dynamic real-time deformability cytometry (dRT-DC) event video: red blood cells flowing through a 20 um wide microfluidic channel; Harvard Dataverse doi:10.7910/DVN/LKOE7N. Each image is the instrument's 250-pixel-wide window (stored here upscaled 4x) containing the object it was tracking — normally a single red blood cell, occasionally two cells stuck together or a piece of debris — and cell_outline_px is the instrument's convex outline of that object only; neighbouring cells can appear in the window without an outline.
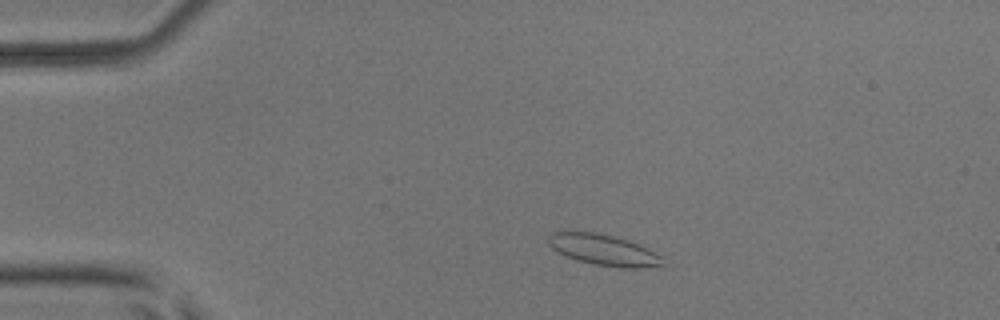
{"species": "common noctule bat (a hibernating species)", "species_latin": "Nyctalus noctula", "temperature_condition": "room temperature", "stored_images_in_passage": 4, "camera_frame_rate_fps": 3000, "um_per_image_px": 0.085, "animal": {"sex": "male", "body_mass_g": 17.9, "forearm_length_mm": 54.2}, "frame": {"image": 1, "passage_image": 2, "time_ms": 2.0, "image_size_px": [1000, 320], "cell_outline_px": [[668, 268], [620, 268], [592, 264], [568, 256], [552, 248], [548, 244], [548, 236], [552, 232], [596, 232], [628, 240], [660, 256], [668, 264]], "centroid_in_image_um": [51.4, 21.28], "position_along_channel_um": 33.6, "area_um2": 20.63}}